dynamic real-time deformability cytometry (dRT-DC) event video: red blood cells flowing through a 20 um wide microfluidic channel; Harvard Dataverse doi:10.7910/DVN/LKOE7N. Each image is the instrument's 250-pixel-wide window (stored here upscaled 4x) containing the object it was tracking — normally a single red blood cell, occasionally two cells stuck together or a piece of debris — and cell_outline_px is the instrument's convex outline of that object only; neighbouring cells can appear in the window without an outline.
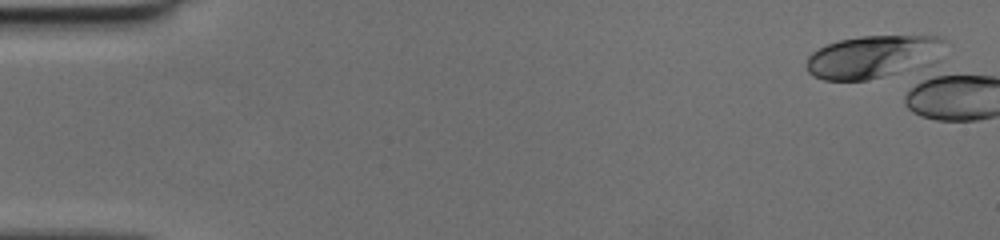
{"species": "human", "species_latin": "Homo sapiens", "temperature_condition": "cold", "stored_images_in_passage": 2, "camera_frame_rate_fps": 3000, "um_per_image_px": 0.085, "donor": {"sex": "female"}, "frame": {"image": 1, "passage_image": 1, "time_ms": 0.0, "image_size_px": [1000, 240], "cell_outline_px": [[944, 40], [908, 68], [896, 72], [868, 80], [824, 80], [812, 76], [808, 72], [804, 64], [808, 56], [812, 52], [828, 44], [840, 40], [860, 36], [936, 36]], "centroid_in_image_um": [73.79, 4.82], "position_along_channel_um": 11.2, "area_um2": 31.85}}